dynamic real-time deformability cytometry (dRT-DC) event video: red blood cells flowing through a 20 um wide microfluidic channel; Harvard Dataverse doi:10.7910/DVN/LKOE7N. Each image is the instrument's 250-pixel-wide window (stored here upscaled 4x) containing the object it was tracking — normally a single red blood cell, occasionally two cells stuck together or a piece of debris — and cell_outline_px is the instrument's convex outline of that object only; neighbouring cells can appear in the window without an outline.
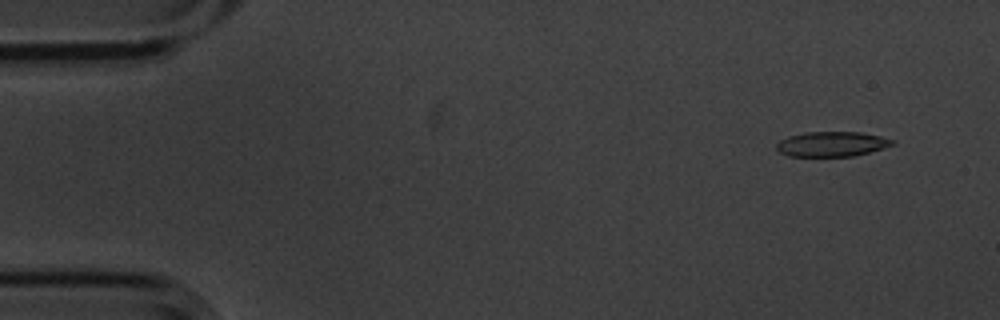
{"species": "common noctule bat (a hibernating species)", "species_latin": "Nyctalus noctula", "temperature_condition": "cold", "stored_images_in_passage": 55, "camera_frame_rate_fps": 3000, "um_per_image_px": 0.085, "animal": {"sex": "male", "body_mass_g": 20.1, "forearm_length_mm": 53.5}, "frame": {"image": 1, "passage_image": 4, "time_ms": 1.0, "image_size_px": [1000, 320], "cell_outline_px": [[896, 144], [868, 152], [852, 156], [788, 156], [780, 152], [776, 148], [776, 144], [780, 140], [788, 136], [808, 132], [860, 132], [880, 136], [896, 140]], "centroid_in_image_um": [70.71, 12.24], "position_along_channel_um": 14.3, "area_um2": 16.76}}
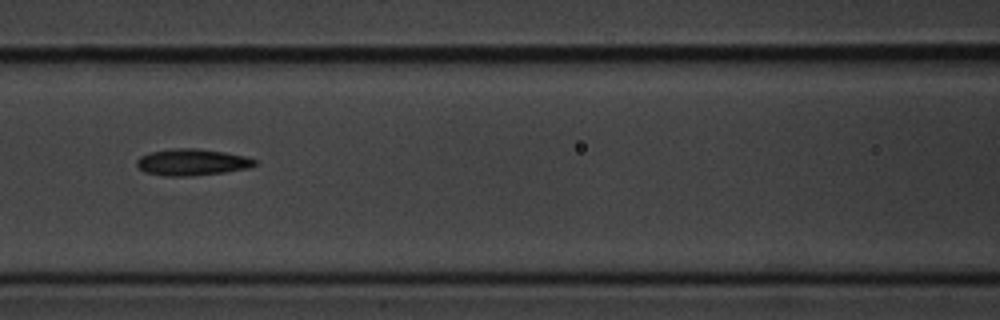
{"frame": {"image": 2, "passage_image": 24, "time_ms": 7.667, "image_size_px": [1000, 320], "cell_outline_px": [[256, 164], [248, 168], [224, 172], [192, 176], [164, 176], [144, 172], [136, 164], [136, 160], [140, 156], [152, 152], [172, 148], [196, 148], [224, 152], [244, 156], [256, 160]], "centroid_in_image_um": [16.29, 13.79], "position_along_channel_um": 150.3, "area_um2": 18.21}}
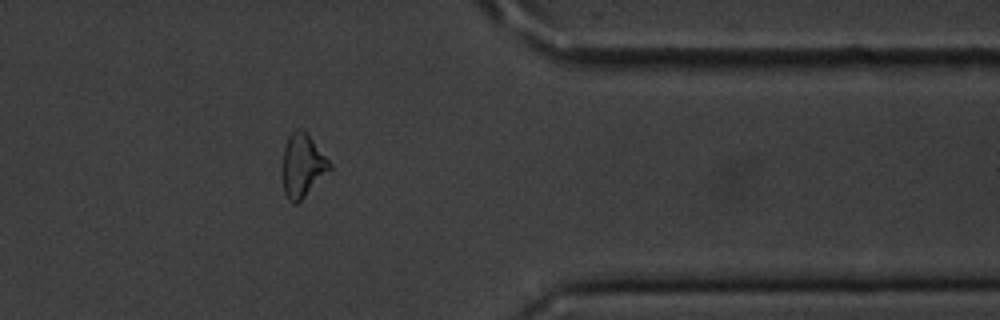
{"frame": {"image": 3, "passage_image": 45, "time_ms": 14.667, "image_size_px": [1000, 320], "cell_outline_px": [[332, 168], [296, 204], [292, 204], [288, 200], [284, 192], [284, 148], [288, 136], [296, 128], [300, 128], [312, 140], [332, 164]], "centroid_in_image_um": [25.72, 14.08], "position_along_channel_um": 385.7, "area_um2": 16.76}, "authors_computed_cell_mechanics": {"area_um2": 17.918, "velocity_mm_per_s": 3.5772, "shape_relaxation_time_tau1_ms": 3.4991, "shape_relaxation_time_tau2_ms": 7.2507, "deformation_change_tau1": 0.1136, "deformation_change_tau2": 0.1755}}